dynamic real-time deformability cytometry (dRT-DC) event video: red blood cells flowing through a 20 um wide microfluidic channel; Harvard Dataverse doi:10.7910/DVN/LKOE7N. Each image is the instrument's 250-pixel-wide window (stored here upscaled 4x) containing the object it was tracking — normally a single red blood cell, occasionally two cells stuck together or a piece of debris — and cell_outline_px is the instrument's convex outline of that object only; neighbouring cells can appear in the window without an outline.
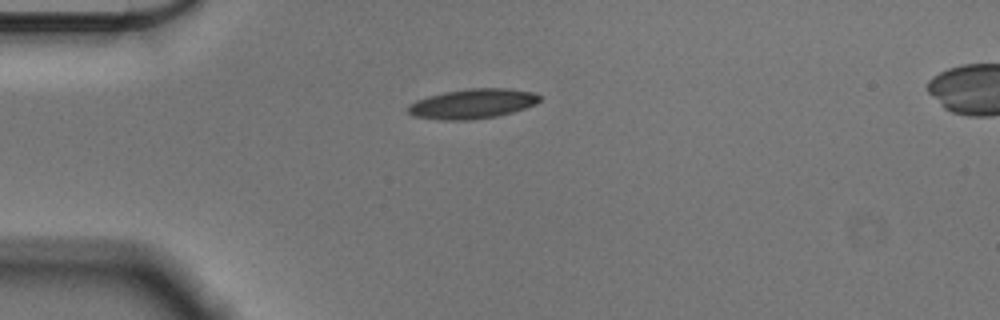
{"species": "Egyptian fruit bat (a non-hibernating species)", "species_latin": "Rousettus aegyptiacus", "temperature_condition": "cold", "stored_images_in_passage": 43, "camera_frame_rate_fps": 3000, "um_per_image_px": 0.085, "animal": {"sex": "male"}, "frame": {"image": 1, "passage_image": 1, "time_ms": 0.0, "image_size_px": [1000, 320], "cell_outline_px": [[540, 100], [536, 104], [512, 112], [496, 116], [472, 120], [444, 120], [412, 116], [408, 112], [408, 104], [416, 100], [428, 96], [444, 92], [468, 88], [508, 88], [536, 92], [540, 96]], "centroid_in_image_um": [40.17, 8.81], "position_along_channel_um": 44.8, "area_um2": 22.95}}
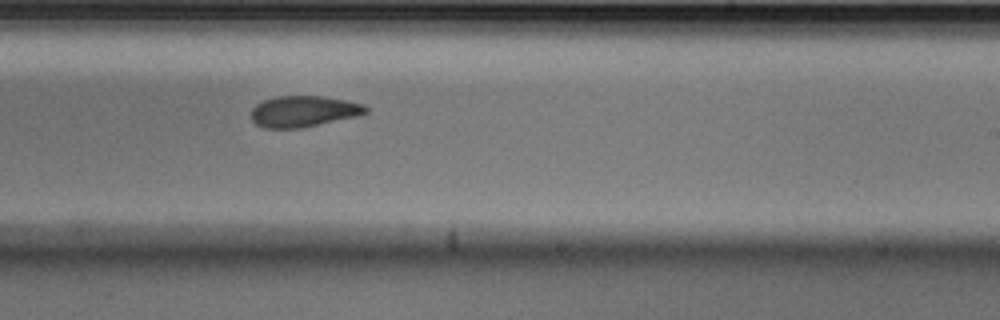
{"frame": {"image": 2, "passage_image": 21, "time_ms": 6.667, "image_size_px": [1000, 320], "cell_outline_px": [[368, 112], [356, 116], [300, 128], [264, 128], [256, 124], [252, 120], [252, 108], [256, 104], [264, 100], [276, 96], [324, 96], [364, 104], [368, 108]], "centroid_in_image_um": [25.79, 9.46], "position_along_channel_um": 263.2, "area_um2": 20.63}}
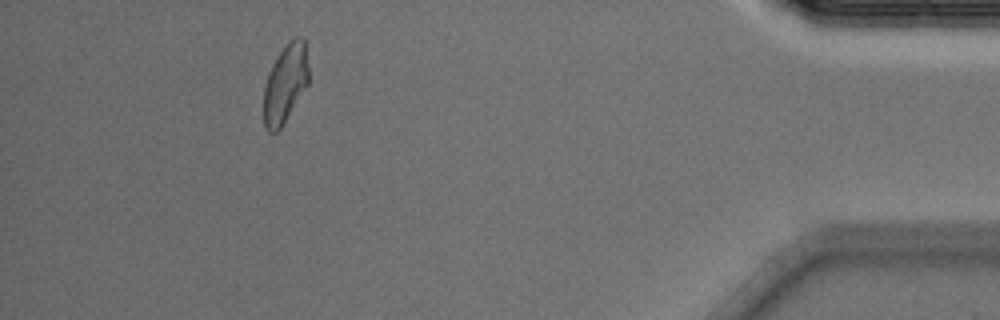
{"frame": {"image": 3, "passage_image": 38, "time_ms": 12.333, "image_size_px": [1000, 320], "cell_outline_px": [[308, 84], [280, 128], [276, 132], [268, 132], [264, 124], [264, 88], [272, 64], [288, 40], [296, 36], [300, 36], [304, 40], [308, 68]], "centroid_in_image_um": [24.25, 7.08], "position_along_channel_um": 411.0, "area_um2": 20.23}, "authors_computed_cell_mechanics": {"area_um2": 21.6172, "velocity_mm_per_s": 3.5679, "shape_relaxation_time_tau1_ms": 6.3678, "shape_relaxation_time_tau2_ms": 3.4057, "deformation_change_tau1": 0.1465, "deformation_change_tau2": 0.082}}